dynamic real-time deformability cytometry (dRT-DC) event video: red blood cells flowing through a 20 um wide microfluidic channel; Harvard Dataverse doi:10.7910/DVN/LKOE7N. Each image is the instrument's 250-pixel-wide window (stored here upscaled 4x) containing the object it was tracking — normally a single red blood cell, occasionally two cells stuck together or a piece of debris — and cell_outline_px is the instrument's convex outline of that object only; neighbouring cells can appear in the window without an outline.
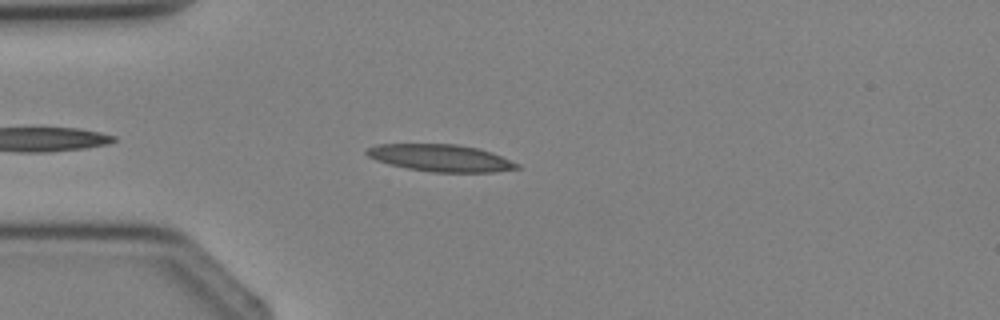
{"species": "Egyptian fruit bat (a non-hibernating species)", "species_latin": "Rousettus aegyptiacus", "temperature_condition": "cold", "stored_images_in_passage": 3, "camera_frame_rate_fps": 3000, "um_per_image_px": 0.085, "animal": {"sex": "female"}, "frame": {"image": 1, "passage_image": 3, "time_ms": 2.333, "image_size_px": [1000, 320], "cell_outline_px": [[520, 168], [492, 172], [432, 172], [408, 168], [388, 164], [376, 160], [368, 156], [364, 152], [368, 148], [376, 144], [456, 144], [480, 148], [492, 152], [520, 164]], "centroid_in_image_um": [37.46, 13.42], "position_along_channel_um": 47.5, "area_um2": 23.76}}